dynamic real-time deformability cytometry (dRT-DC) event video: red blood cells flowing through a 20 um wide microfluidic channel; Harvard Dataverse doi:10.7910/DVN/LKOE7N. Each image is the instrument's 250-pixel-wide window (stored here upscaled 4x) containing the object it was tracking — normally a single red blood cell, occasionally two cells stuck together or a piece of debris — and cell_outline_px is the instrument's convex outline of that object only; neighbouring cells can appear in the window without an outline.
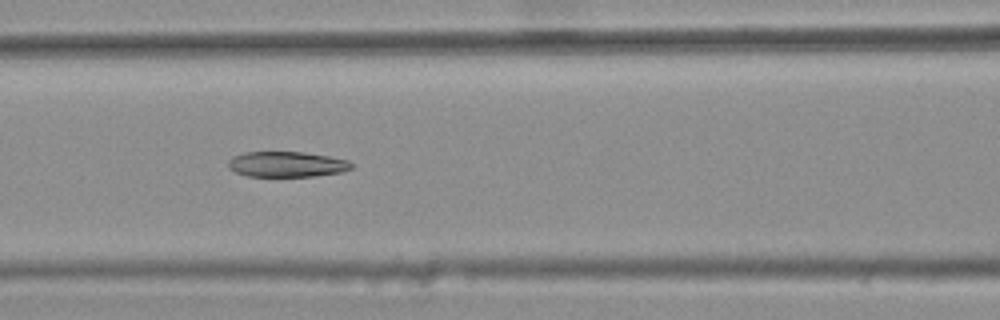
{"species": "common noctule bat (a hibernating species)", "species_latin": "Nyctalus noctula", "temperature_condition": "warm", "stored_images_in_passage": 4, "camera_frame_rate_fps": 3000, "um_per_image_px": 0.085, "animal": {"sex": "female", "body_mass_g": 25.1}, "frame": {"image": 1, "passage_image": 3, "time_ms": 0.667, "image_size_px": [1000, 320], "cell_outline_px": [[352, 168], [340, 172], [316, 176], [248, 176], [236, 172], [228, 168], [228, 160], [232, 156], [244, 152], [304, 152], [328, 156], [348, 160], [352, 164]], "centroid_in_image_um": [24.34, 13.96], "position_along_channel_um": 142.3, "area_um2": 18.26}}
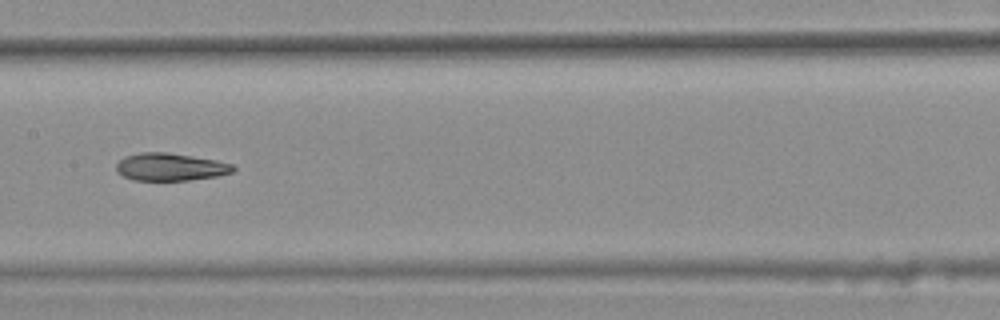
{"frame": {"image": 2, "passage_image": 4, "time_ms": 1.0, "image_size_px": [1000, 320], "cell_outline_px": [[236, 168], [232, 172], [220, 176], [188, 180], [132, 180], [116, 172], [116, 164], [124, 156], [140, 152], [168, 152], [216, 160], [232, 164]], "centroid_in_image_um": [14.47, 14.19], "position_along_channel_um": 192.9, "area_um2": 18.9}}